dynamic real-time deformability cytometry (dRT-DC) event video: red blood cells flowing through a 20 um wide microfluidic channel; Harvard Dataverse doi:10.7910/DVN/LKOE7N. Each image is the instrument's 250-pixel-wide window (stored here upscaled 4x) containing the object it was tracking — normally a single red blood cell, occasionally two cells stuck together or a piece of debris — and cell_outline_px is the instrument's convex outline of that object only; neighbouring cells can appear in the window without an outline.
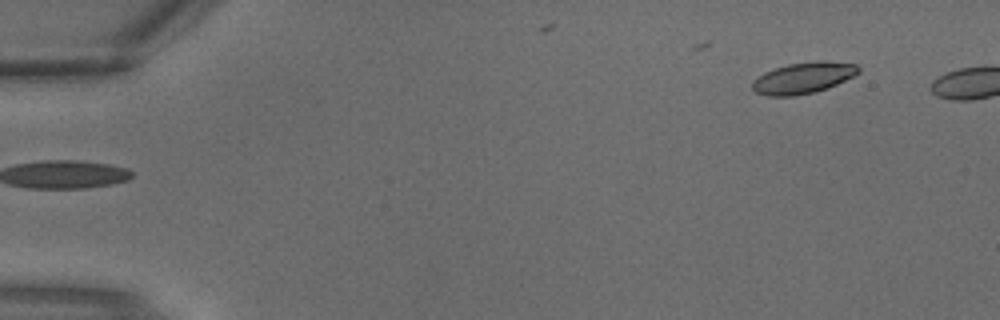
{"species": "common noctule bat (a hibernating species)", "species_latin": "Nyctalus noctula", "temperature_condition": "warm", "stored_images_in_passage": 3, "camera_frame_rate_fps": 3000, "um_per_image_px": 0.085, "animal": {"sex": "male", "body_mass_g": 18.8}, "frame": {"image": 1, "passage_image": 1, "time_ms": 0.0, "image_size_px": [1000, 320], "cell_outline_px": [[860, 72], [828, 88], [812, 92], [792, 96], [768, 96], [756, 92], [752, 88], [752, 80], [764, 72], [788, 64], [816, 60], [824, 60], [856, 64], [860, 68]], "centroid_in_image_um": [68.26, 6.61], "position_along_channel_um": 16.7, "area_um2": 19.25}}